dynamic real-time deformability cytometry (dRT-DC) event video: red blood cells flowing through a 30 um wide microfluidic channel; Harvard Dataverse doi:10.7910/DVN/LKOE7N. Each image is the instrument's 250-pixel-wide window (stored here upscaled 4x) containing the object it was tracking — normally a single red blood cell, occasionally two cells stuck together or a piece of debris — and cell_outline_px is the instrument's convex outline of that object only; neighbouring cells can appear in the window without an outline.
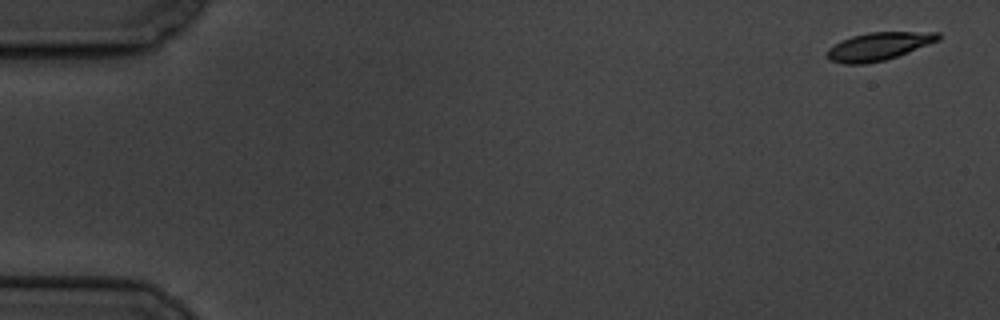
{"species": "common noctule bat (a hibernating species)", "species_latin": "Nyctalus noctula", "temperature_condition": "cold", "stored_images_in_passage": 5, "segment_of_instrument_passage": [2, 2], "camera_frame_rate_fps": 3000, "um_per_image_px": 0.085, "animal": {"sex": "male", "body_mass_g": 19.5, "forearm_length_mm": 54.6}, "frame": {"image": 1, "passage_image": 5, "time_ms": 5.333, "image_size_px": [1000, 320], "cell_outline_px": [[940, 40], [896, 56], [884, 60], [864, 64], [844, 64], [828, 60], [828, 48], [840, 40], [852, 36], [868, 32], [940, 32]], "centroid_in_image_um": [74.66, 3.93], "position_along_channel_um": 10.3, "area_um2": 17.98}}